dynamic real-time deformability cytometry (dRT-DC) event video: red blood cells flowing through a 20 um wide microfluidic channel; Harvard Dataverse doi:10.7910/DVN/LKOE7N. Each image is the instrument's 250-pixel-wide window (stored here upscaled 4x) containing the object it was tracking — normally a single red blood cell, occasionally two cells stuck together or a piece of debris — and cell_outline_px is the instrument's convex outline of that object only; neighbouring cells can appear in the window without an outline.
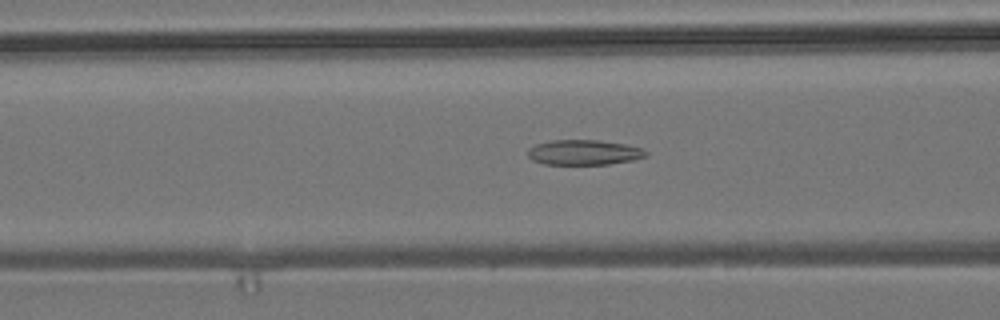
{"species": "common noctule bat (a hibernating species)", "species_latin": "Nyctalus noctula", "temperature_condition": "room temperature", "stored_images_in_passage": 44, "camera_frame_rate_fps": 3000, "um_per_image_px": 0.085, "animal": {"sex": "male", "body_mass_g": 19.2, "forearm_length_mm": 51.8}, "frame": {"image": 1, "passage_image": 11, "time_ms": 3.333, "image_size_px": [1000, 320], "cell_outline_px": [[648, 156], [632, 160], [608, 164], [544, 164], [532, 160], [528, 156], [528, 148], [536, 144], [552, 140], [600, 140], [624, 144], [640, 148], [648, 152]], "centroid_in_image_um": [49.62, 12.95], "position_along_channel_um": 117.0, "area_um2": 17.22}}
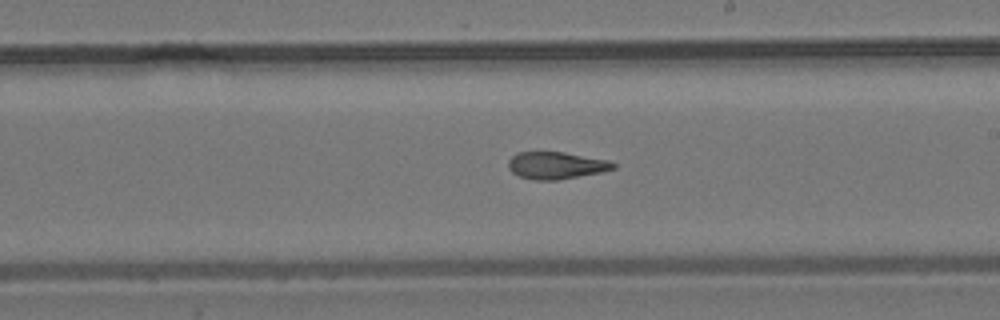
{"frame": {"image": 2, "passage_image": 21, "time_ms": 6.667, "image_size_px": [1000, 320], "cell_outline_px": [[616, 168], [600, 172], [556, 180], [536, 180], [520, 176], [512, 172], [508, 168], [508, 160], [516, 152], [564, 152], [608, 160], [616, 164]], "centroid_in_image_um": [47.25, 14.05], "position_along_channel_um": 241.8, "area_um2": 16.47}}
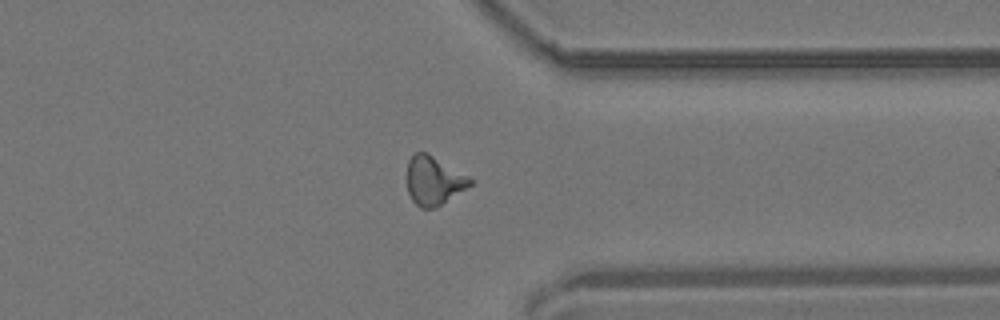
{"frame": {"image": 3, "passage_image": 32, "time_ms": 10.333, "image_size_px": [1000, 320], "cell_outline_px": [[472, 184], [440, 204], [432, 208], [420, 208], [412, 200], [408, 192], [408, 160], [416, 152], [428, 152], [468, 176], [472, 180]], "centroid_in_image_um": [36.85, 15.33], "position_along_channel_um": 374.6, "area_um2": 17.51}, "authors_computed_cell_mechanics": {"area_um2": 17.2822, "velocity_mm_per_s": 3.737, "shape_relaxation_time_tau1_ms": null, "shape_relaxation_time_tau2_ms": 2.7072, "deformation_change_tau1": null, "deformation_change_tau2": 0.1085}}